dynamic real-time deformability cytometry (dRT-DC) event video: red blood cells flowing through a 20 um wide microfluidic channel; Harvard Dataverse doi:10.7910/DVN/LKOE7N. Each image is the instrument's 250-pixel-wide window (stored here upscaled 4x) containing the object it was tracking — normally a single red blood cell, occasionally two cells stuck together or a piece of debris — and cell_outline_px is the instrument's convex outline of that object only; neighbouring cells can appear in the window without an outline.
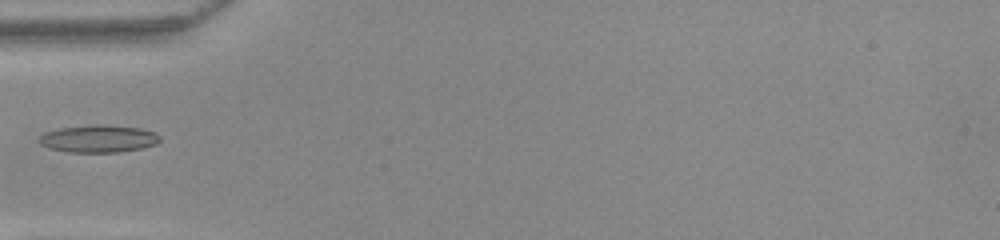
{"species": "common noctule bat (a hibernating species)", "species_latin": "Nyctalus noctula", "temperature_condition": "warm", "stored_images_in_passage": 34, "camera_frame_rate_fps": 3000, "um_per_image_px": 0.085, "animal": {"sex": "female", "body_mass_g": 22.0, "forearm_length_mm": 56.7}, "frame": {"image": 1, "passage_image": 1, "time_ms": 0.0, "image_size_px": [1000, 240], "cell_outline_px": [[160, 140], [156, 144], [140, 148], [116, 152], [68, 152], [48, 148], [40, 144], [36, 140], [44, 132], [60, 128], [92, 124], [100, 124], [140, 128], [152, 132], [160, 136]], "centroid_in_image_um": [8.31, 11.78], "position_along_channel_um": 76.7, "area_um2": 19.31}}